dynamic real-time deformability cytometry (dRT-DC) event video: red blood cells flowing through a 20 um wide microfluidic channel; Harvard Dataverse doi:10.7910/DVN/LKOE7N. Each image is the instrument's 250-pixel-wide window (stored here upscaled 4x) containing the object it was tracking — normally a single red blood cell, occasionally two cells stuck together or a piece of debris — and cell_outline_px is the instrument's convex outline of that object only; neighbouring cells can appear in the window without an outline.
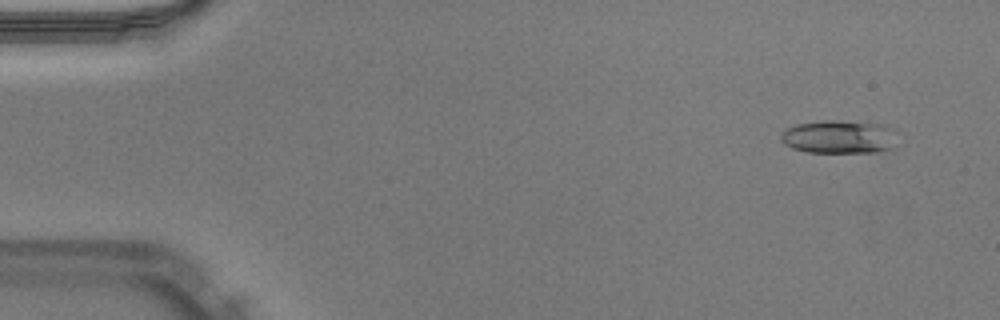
{"species": "Egyptian fruit bat (a non-hibernating species)", "species_latin": "Rousettus aegyptiacus", "temperature_condition": "warm", "stored_images_in_passage": 8, "camera_frame_rate_fps": 3000, "um_per_image_px": 0.085, "animal": {"sex": "male"}, "frame": {"image": 1, "passage_image": 1, "time_ms": 0.0, "image_size_px": [1000, 320], "cell_outline_px": [[896, 132], [892, 148], [876, 152], [808, 152], [792, 148], [784, 144], [780, 140], [780, 136], [788, 128], [796, 124], [824, 120], [832, 120], [880, 124], [892, 128]], "centroid_in_image_um": [71.31, 11.63], "position_along_channel_um": 13.7, "area_um2": 22.43}}